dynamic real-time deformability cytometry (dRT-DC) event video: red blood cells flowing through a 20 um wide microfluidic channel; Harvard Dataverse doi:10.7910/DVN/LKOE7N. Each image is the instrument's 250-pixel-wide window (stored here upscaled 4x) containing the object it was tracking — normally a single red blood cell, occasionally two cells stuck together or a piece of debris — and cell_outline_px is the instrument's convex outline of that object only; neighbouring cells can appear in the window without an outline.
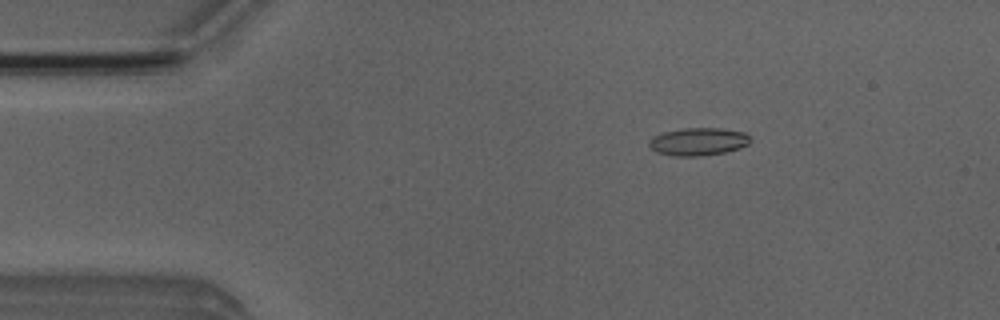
{"species": "Egyptian fruit bat (a non-hibernating species)", "species_latin": "Rousettus aegyptiacus", "temperature_condition": "room temperature", "stored_images_in_passage": 46, "camera_frame_rate_fps": 3000, "um_per_image_px": 0.085, "animal": {"sex": "male"}, "frame": {"image": 1, "passage_image": 8, "time_ms": 2.333, "image_size_px": [1000, 320], "cell_outline_px": [[752, 140], [748, 144], [740, 148], [724, 152], [700, 156], [672, 156], [656, 152], [648, 144], [648, 140], [652, 136], [664, 132], [684, 128], [720, 128], [744, 132]], "centroid_in_image_um": [59.33, 12.04], "position_along_channel_um": 25.7, "area_um2": 16.42}}
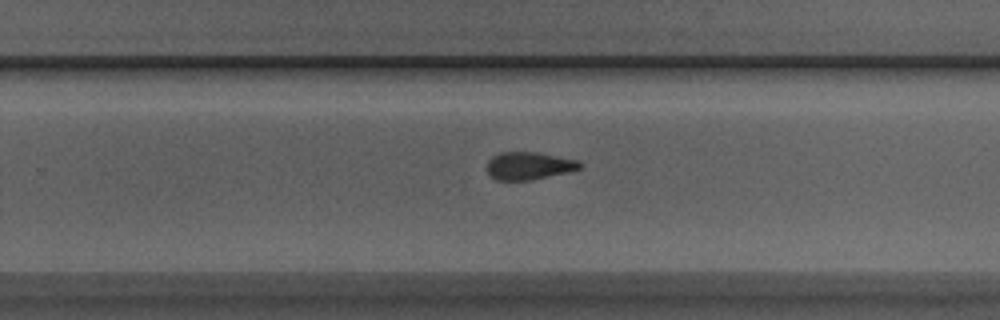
{"frame": {"image": 2, "passage_image": 32, "time_ms": 10.333, "image_size_px": [1000, 320], "cell_outline_px": [[584, 164], [580, 168], [568, 172], [532, 180], [496, 180], [488, 172], [488, 160], [492, 156], [500, 152], [540, 152], [580, 160]], "centroid_in_image_um": [45.01, 14.08], "position_along_channel_um": 284.8, "area_um2": 15.14}}
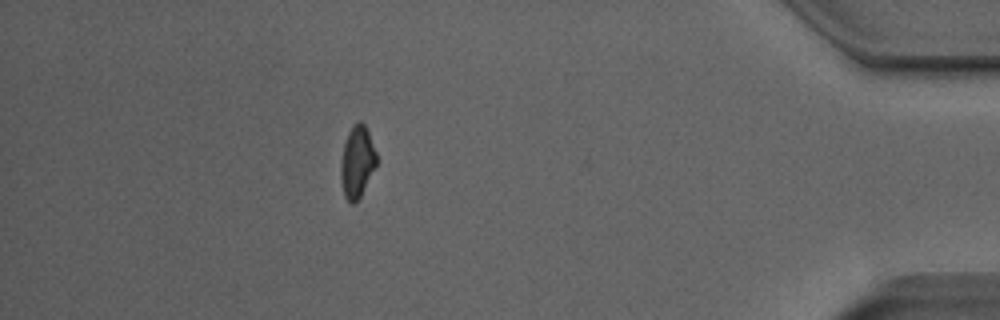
{"frame": {"image": 3, "passage_image": 45, "time_ms": 14.667, "image_size_px": [1000, 320], "cell_outline_px": [[376, 164], [360, 196], [352, 204], [344, 196], [340, 176], [340, 160], [344, 144], [348, 132], [356, 120], [360, 120], [364, 124], [368, 132], [376, 152]], "centroid_in_image_um": [30.32, 13.71], "position_along_channel_um": 404.9, "area_um2": 14.74}}